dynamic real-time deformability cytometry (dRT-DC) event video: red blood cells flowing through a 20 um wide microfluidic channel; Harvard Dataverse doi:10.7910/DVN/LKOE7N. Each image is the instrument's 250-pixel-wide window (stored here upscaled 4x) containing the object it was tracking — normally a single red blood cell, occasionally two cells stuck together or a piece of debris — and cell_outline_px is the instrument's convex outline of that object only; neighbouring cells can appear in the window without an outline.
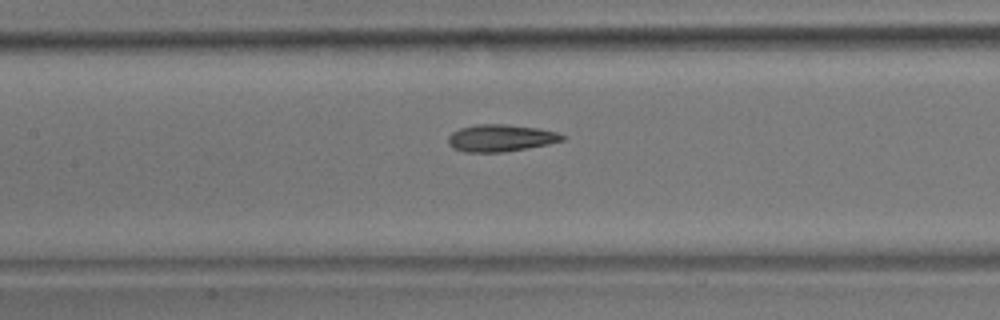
{"species": "common noctule bat (a hibernating species)", "species_latin": "Nyctalus noctula", "temperature_condition": "room temperature", "stored_images_in_passage": 6, "segment_of_instrument_passage": [2, 2], "camera_frame_rate_fps": 3000, "um_per_image_px": 0.085, "animal": {"sex": "male", "body_mass_g": 17.9}, "frame": {"image": 1, "passage_image": 6, "time_ms": 5.667, "image_size_px": [1000, 320], "cell_outline_px": [[564, 140], [548, 144], [528, 148], [504, 152], [464, 152], [452, 148], [448, 144], [448, 136], [452, 132], [460, 128], [476, 124], [504, 124], [536, 128], [556, 132], [564, 136]], "centroid_in_image_um": [42.51, 11.74], "position_along_channel_um": 164.9, "area_um2": 17.98}}